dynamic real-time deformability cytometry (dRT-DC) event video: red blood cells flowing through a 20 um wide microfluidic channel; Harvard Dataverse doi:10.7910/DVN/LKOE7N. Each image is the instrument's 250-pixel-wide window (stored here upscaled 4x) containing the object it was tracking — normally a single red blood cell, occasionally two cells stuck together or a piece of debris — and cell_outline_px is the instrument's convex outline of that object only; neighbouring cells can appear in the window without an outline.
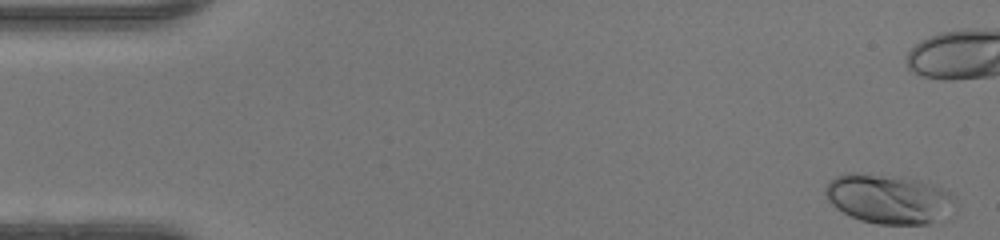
{"species": "human", "species_latin": "Homo sapiens", "temperature_condition": "warm", "stored_images_in_passage": 49, "camera_frame_rate_fps": 3000, "um_per_image_px": 0.085, "donor": {"sex": "female"}, "frame": {"image": 1, "passage_image": 1, "time_ms": 0.0, "image_size_px": [1000, 240], "cell_outline_px": [[956, 216], [928, 224], [876, 224], [860, 220], [836, 208], [828, 200], [824, 192], [824, 188], [836, 176], [848, 172], [856, 172], [904, 176], [920, 180], [932, 184], [952, 192], [956, 196]], "centroid_in_image_um": [75.67, 16.91], "position_along_channel_um": 9.3, "area_um2": 38.61}}
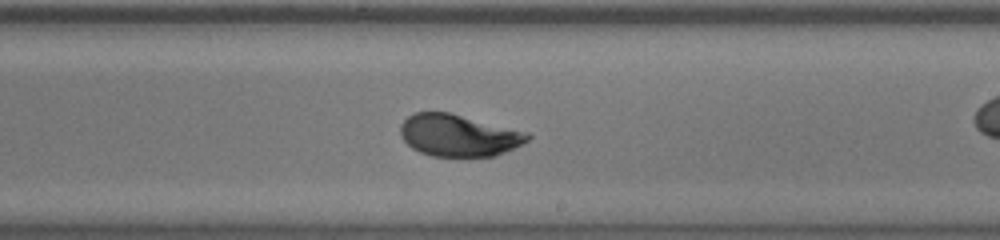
{"frame": {"image": 2, "passage_image": 28, "time_ms": 9.0, "image_size_px": [1000, 240], "cell_outline_px": [[532, 136], [528, 140], [496, 156], [432, 156], [420, 152], [412, 148], [400, 136], [400, 124], [412, 112], [448, 112], [528, 132]], "centroid_in_image_um": [38.94, 11.5], "position_along_channel_um": 250.1, "area_um2": 30.92}}
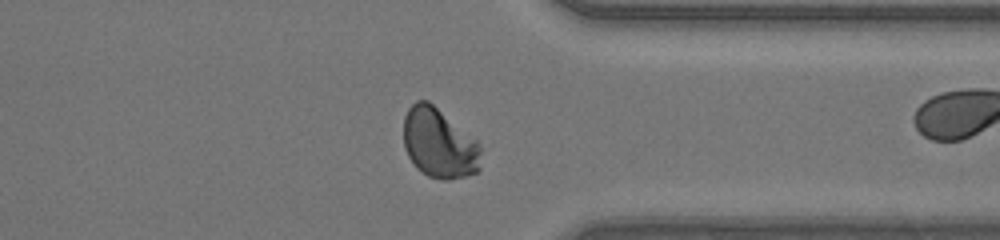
{"frame": {"image": 3, "passage_image": 37, "time_ms": 12.0, "image_size_px": [1000, 240], "cell_outline_px": [[480, 168], [476, 172], [464, 176], [448, 180], [444, 180], [428, 176], [416, 168], [408, 156], [404, 148], [404, 116], [408, 108], [416, 100], [428, 100], [476, 140], [480, 148]], "centroid_in_image_um": [37.29, 12.18], "position_along_channel_um": 374.1, "area_um2": 31.33}, "authors_computed_cell_mechanics": {"area_um2": 30.923, "velocity_mm_per_s": 4.2514, "shape_relaxation_time_tau1_ms": 2.7139, "shape_relaxation_time_tau2_ms": null, "deformation_change_tau1": 0.1307, "deformation_change_tau2": null}}